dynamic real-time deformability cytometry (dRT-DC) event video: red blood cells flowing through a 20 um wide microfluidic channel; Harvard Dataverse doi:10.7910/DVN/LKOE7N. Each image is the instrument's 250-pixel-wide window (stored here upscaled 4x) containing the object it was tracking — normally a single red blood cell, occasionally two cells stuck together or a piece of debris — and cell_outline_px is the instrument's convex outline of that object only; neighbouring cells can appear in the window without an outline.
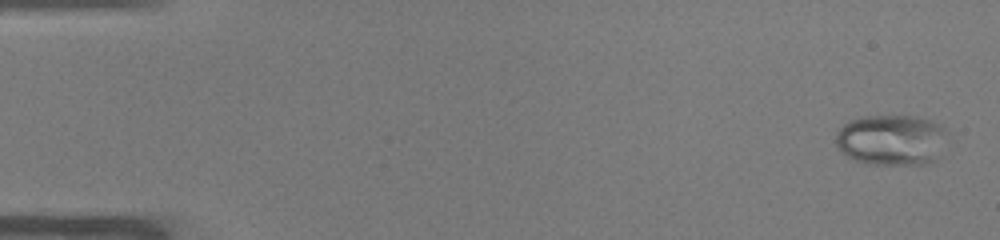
{"species": "common noctule bat (a hibernating species)", "species_latin": "Nyctalus noctula", "temperature_condition": "warm", "stored_images_in_passage": 51, "camera_frame_rate_fps": 3000, "um_per_image_px": 0.085, "animal": {"sex": "male", "body_mass_g": 19.0, "forearm_length_mm": 50.8}, "frame": {"image": 1, "passage_image": 1, "time_ms": 0.0, "image_size_px": [1000, 240], "cell_outline_px": [[948, 132], [936, 160], [928, 164], [868, 164], [856, 160], [840, 152], [836, 144], [836, 132], [848, 120], [864, 116], [916, 116], [944, 124]], "centroid_in_image_um": [75.79, 11.88], "position_along_channel_um": 9.2, "area_um2": 33.35}}
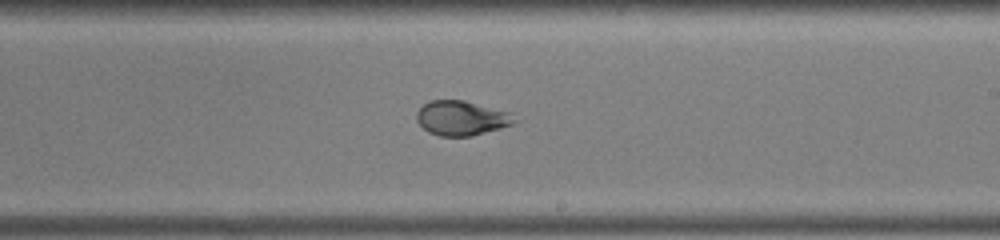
{"frame": {"image": 2, "passage_image": 30, "time_ms": 9.667, "image_size_px": [1000, 240], "cell_outline_px": [[516, 120], [512, 124], [500, 128], [472, 136], [440, 136], [428, 132], [416, 120], [416, 112], [428, 100], [464, 100], [512, 112]], "centroid_in_image_um": [39.22, 10.03], "position_along_channel_um": 249.8, "area_um2": 19.83}}
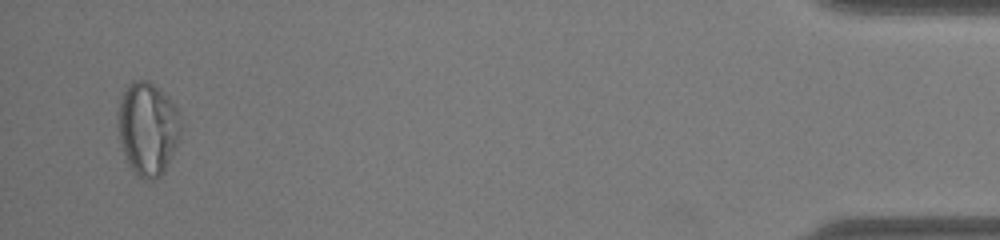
{"frame": {"image": 3, "passage_image": 49, "time_ms": 16.0, "image_size_px": [1000, 240], "cell_outline_px": [[180, 136], [164, 172], [156, 180], [144, 180], [132, 168], [124, 152], [120, 140], [120, 96], [128, 84], [132, 80], [148, 80], [168, 96], [176, 108], [180, 116]], "centroid_in_image_um": [12.59, 10.91], "position_along_channel_um": 422.6, "area_um2": 33.47}, "authors_computed_cell_mechanics": {"area_um2": 26.877, "velocity_mm_per_s": 3.9448, "shape_relaxation_time_tau1_ms": 9.7481, "shape_relaxation_time_tau2_ms": null, "deformation_change_tau1": 0.2254, "deformation_change_tau2": null}}